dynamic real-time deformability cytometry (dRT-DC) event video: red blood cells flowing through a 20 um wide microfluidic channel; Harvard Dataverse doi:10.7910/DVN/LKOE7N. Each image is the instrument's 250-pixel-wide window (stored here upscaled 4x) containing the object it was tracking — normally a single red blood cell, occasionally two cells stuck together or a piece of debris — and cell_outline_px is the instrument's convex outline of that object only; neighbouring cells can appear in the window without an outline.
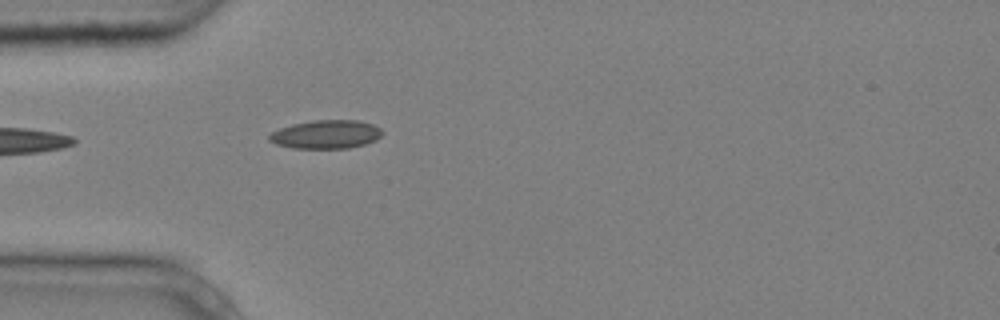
{"species": "common noctule bat (a hibernating species)", "species_latin": "Nyctalus noctula", "temperature_condition": "cold", "stored_images_in_passage": 1, "camera_frame_rate_fps": 3000, "um_per_image_px": 0.085, "animal": {"sex": "male", "body_mass_g": 20.4}, "frame": {"image": 1, "passage_image": 1, "time_ms": 0.0, "image_size_px": [1000, 320], "cell_outline_px": [[384, 132], [376, 140], [364, 144], [348, 148], [292, 148], [276, 144], [268, 140], [268, 136], [272, 132], [280, 128], [292, 124], [312, 120], [356, 120], [372, 124], [380, 128]], "centroid_in_image_um": [27.7, 11.42], "position_along_channel_um": 57.3, "area_um2": 18.79}}